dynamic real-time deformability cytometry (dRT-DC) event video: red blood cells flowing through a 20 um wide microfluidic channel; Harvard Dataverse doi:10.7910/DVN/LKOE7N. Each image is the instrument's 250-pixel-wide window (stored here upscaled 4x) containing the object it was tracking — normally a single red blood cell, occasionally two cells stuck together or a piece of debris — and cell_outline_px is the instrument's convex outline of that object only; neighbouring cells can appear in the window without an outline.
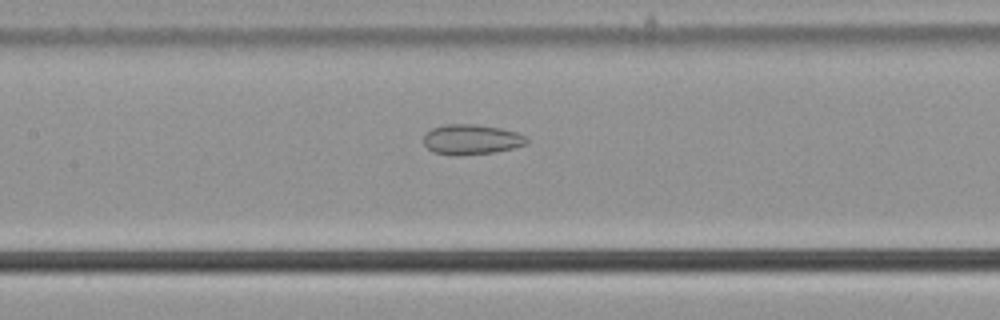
{"species": "common noctule bat (a hibernating species)", "species_latin": "Nyctalus noctula", "temperature_condition": "cold", "stored_images_in_passage": 55, "camera_frame_rate_fps": 3000, "um_per_image_px": 0.085, "animal": {"sex": "male", "body_mass_g": 21.5, "forearm_length_mm": 52.0}, "frame": {"image": 1, "passage_image": 26, "time_ms": 8.333, "image_size_px": [1000, 320], "cell_outline_px": [[528, 144], [496, 152], [456, 156], [452, 156], [432, 152], [424, 144], [424, 136], [432, 128], [444, 124], [476, 124], [500, 128], [516, 132], [524, 136], [528, 140]], "centroid_in_image_um": [40.05, 11.86], "position_along_channel_um": 167.3, "area_um2": 18.21}}
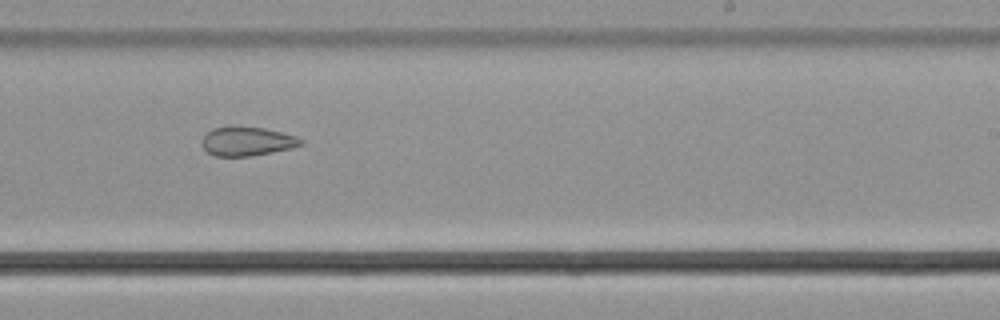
{"frame": {"image": 2, "passage_image": 34, "time_ms": 11.0, "image_size_px": [1000, 320], "cell_outline_px": [[304, 144], [292, 148], [252, 156], [216, 156], [208, 152], [200, 144], [200, 140], [212, 128], [232, 124], [264, 128], [296, 136], [304, 140]], "centroid_in_image_um": [20.98, 11.98], "position_along_channel_um": 268.0, "area_um2": 17.17}}
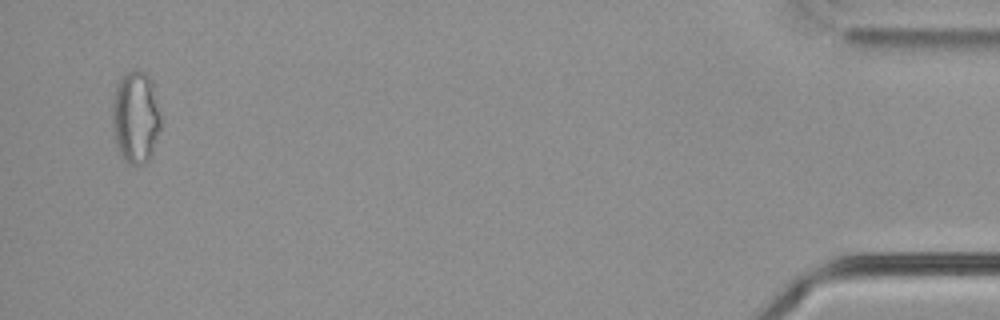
{"frame": {"image": 3, "passage_image": 53, "time_ms": 17.333, "image_size_px": [1000, 320], "cell_outline_px": [[164, 120], [152, 152], [148, 160], [144, 164], [128, 164], [120, 156], [116, 144], [112, 128], [112, 100], [116, 84], [120, 76], [124, 72], [136, 68], [144, 72], [152, 80]], "centroid_in_image_um": [11.54, 9.92], "position_along_channel_um": 423.7, "area_um2": 27.17}, "authors_computed_cell_mechanics": {"area_um2": 22.7154, "velocity_mm_per_s": 3.7976, "shape_relaxation_time_tau1_ms": null, "shape_relaxation_time_tau2_ms": 4.5956, "deformation_change_tau1": null, "deformation_change_tau2": 0.1134}}